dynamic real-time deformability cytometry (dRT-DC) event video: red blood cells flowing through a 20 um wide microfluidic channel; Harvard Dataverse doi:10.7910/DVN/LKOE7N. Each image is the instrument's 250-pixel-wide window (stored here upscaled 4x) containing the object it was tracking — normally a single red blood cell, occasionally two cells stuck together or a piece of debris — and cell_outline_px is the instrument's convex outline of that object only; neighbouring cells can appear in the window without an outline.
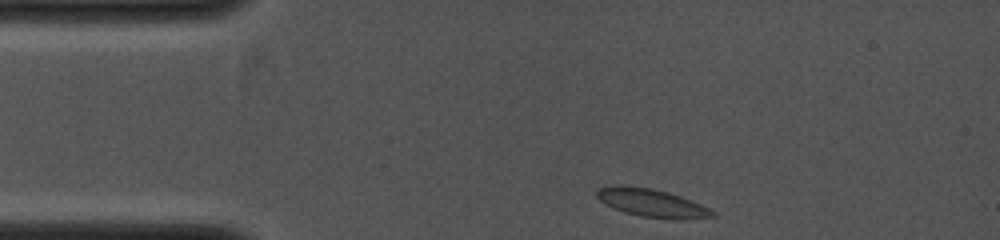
{"species": "common noctule bat (a hibernating species)", "species_latin": "Nyctalus noctula", "temperature_condition": "cold", "stored_images_in_passage": 27, "camera_frame_rate_fps": 4000, "um_per_image_px": 0.085, "animal": {"sex": "female", "body_mass_g": 19.0, "forearm_length_mm": 53.3}, "frame": {"image": 1, "passage_image": 1, "time_ms": 0.0, "image_size_px": [1000, 240], "cell_outline_px": [[716, 216], [684, 220], [676, 220], [640, 216], [624, 212], [612, 208], [604, 204], [596, 196], [596, 188], [612, 184], [620, 184], [652, 188], [668, 192], [680, 196], [700, 204], [716, 212]], "centroid_in_image_um": [55.36, 17.24], "position_along_channel_um": 29.6, "area_um2": 19.36}}
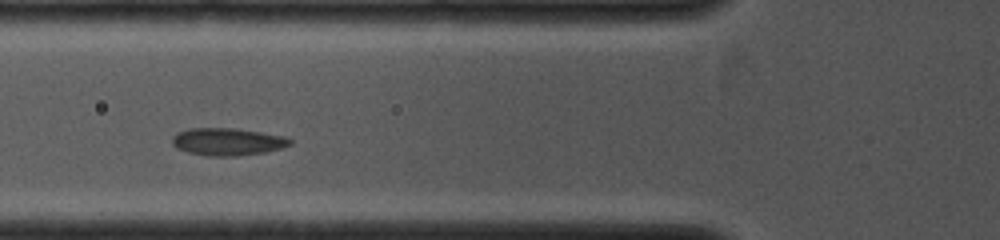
{"frame": {"image": 2, "passage_image": 16, "time_ms": 2.5, "image_size_px": [1000, 240], "cell_outline_px": [[292, 144], [280, 148], [264, 152], [236, 156], [208, 156], [188, 152], [176, 148], [172, 144], [172, 136], [176, 132], [188, 128], [236, 128], [284, 136], [292, 140]], "centroid_in_image_um": [19.3, 12.04], "position_along_channel_um": 106.5, "area_um2": 18.9}}
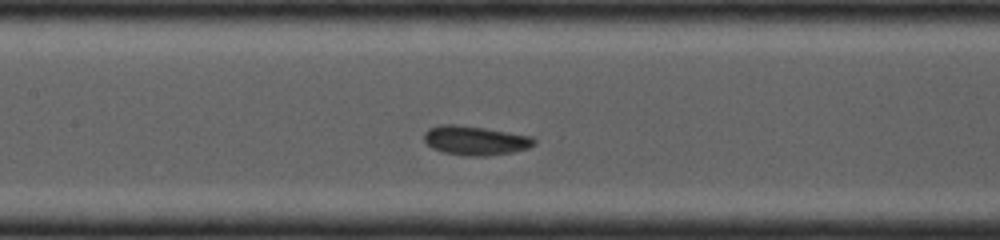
{"frame": {"image": 3, "passage_image": 23, "time_ms": 3.75, "image_size_px": [1000, 240], "cell_outline_px": [[536, 144], [528, 148], [512, 152], [488, 156], [464, 156], [444, 152], [432, 148], [424, 140], [424, 132], [428, 128], [440, 124], [452, 124], [484, 128], [532, 136], [536, 140]], "centroid_in_image_um": [40.39, 11.94], "position_along_channel_um": 167.0, "area_um2": 18.79}}